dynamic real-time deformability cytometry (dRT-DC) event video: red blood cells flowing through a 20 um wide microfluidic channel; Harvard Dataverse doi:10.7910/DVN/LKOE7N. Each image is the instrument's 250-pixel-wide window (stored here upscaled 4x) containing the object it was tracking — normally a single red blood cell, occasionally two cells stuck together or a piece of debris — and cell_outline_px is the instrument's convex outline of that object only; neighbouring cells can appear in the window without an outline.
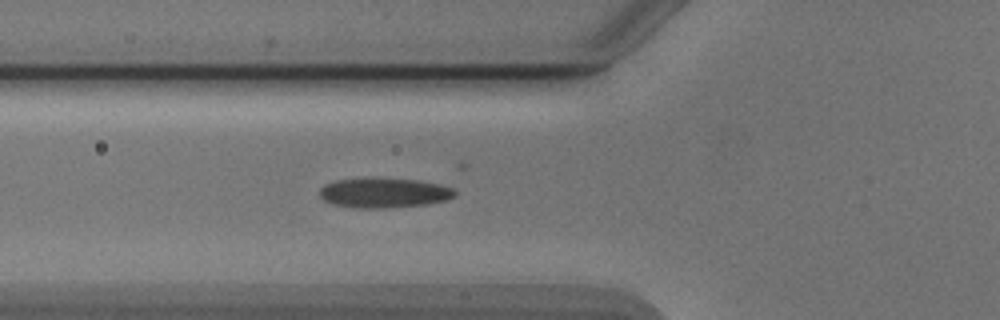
{"species": "Egyptian fruit bat (a non-hibernating species)", "species_latin": "Rousettus aegyptiacus", "temperature_condition": "cold", "stored_images_in_passage": 44, "camera_frame_rate_fps": 3000, "um_per_image_px": 0.085, "animal": {"sex": "male"}, "frame": {"image": 1, "passage_image": 11, "time_ms": 3.333, "image_size_px": [1000, 320], "cell_outline_px": [[456, 196], [448, 200], [428, 204], [384, 208], [360, 208], [332, 204], [324, 200], [320, 196], [320, 188], [324, 184], [336, 180], [420, 180], [440, 184], [456, 188]], "centroid_in_image_um": [32.71, 16.42], "position_along_channel_um": 93.1, "area_um2": 23.06}}
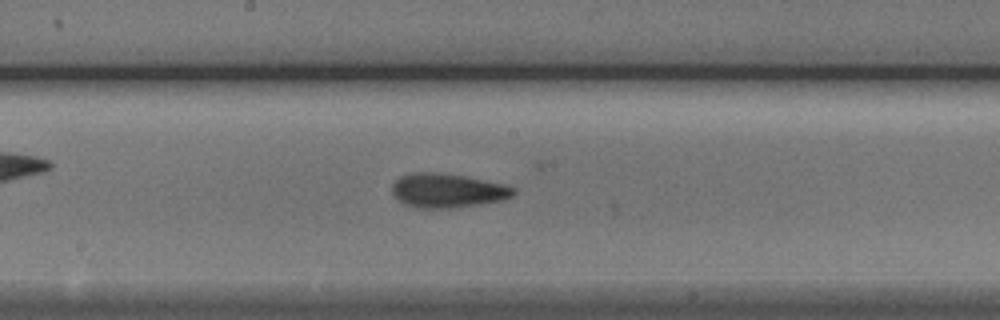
{"frame": {"image": 2, "passage_image": 20, "time_ms": 6.333, "image_size_px": [1000, 320], "cell_outline_px": [[516, 192], [512, 196], [504, 200], [448, 208], [416, 208], [404, 204], [396, 200], [392, 196], [392, 184], [400, 176], [416, 172], [436, 172], [464, 176], [504, 184], [516, 188]], "centroid_in_image_um": [38.0, 16.2], "position_along_channel_um": 210.2, "area_um2": 24.22}}
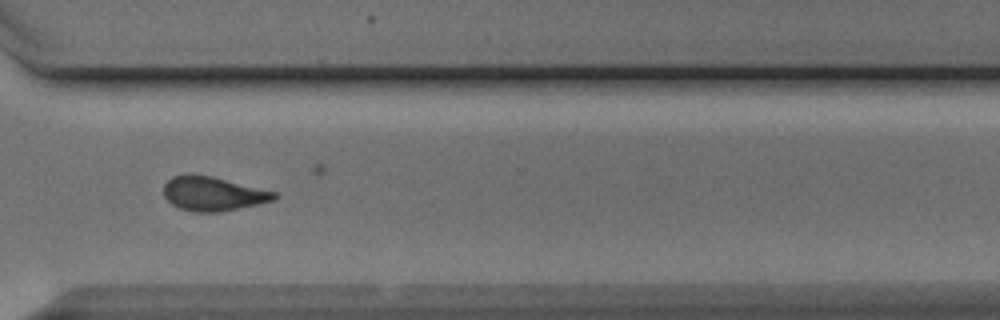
{"frame": {"image": 3, "passage_image": 31, "time_ms": 10.0, "image_size_px": [1000, 320], "cell_outline_px": [[276, 200], [260, 204], [220, 212], [192, 212], [180, 208], [172, 204], [164, 196], [164, 184], [172, 176], [212, 176], [276, 192]], "centroid_in_image_um": [18.13, 16.5], "position_along_channel_um": 352.5, "area_um2": 21.68}, "authors_computed_cell_mechanics": {"area_um2": 22.8599, "velocity_mm_per_s": 3.8895, "shape_relaxation_time_tau1_ms": 4.4264, "shape_relaxation_time_tau2_ms": 3.549, "deformation_change_tau1": 0.1413, "deformation_change_tau2": 0.1057}}